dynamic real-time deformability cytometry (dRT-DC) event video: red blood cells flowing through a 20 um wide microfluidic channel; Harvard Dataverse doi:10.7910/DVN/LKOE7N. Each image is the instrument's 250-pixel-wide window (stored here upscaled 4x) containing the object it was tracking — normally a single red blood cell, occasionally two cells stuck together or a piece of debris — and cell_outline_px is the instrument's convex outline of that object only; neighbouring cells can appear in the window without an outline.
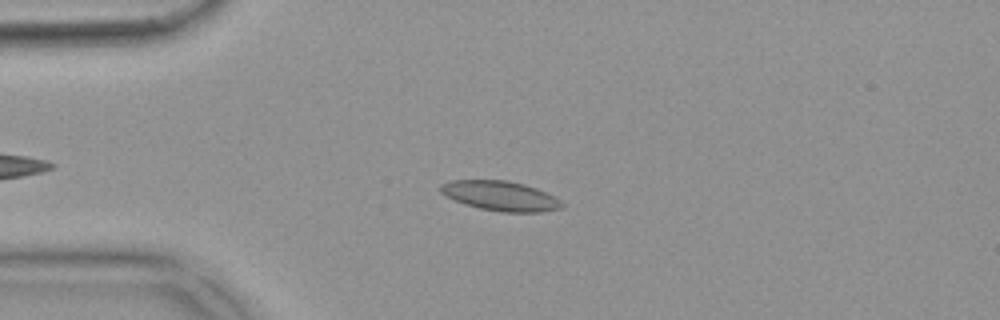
{"species": "common noctule bat (a hibernating species)", "species_latin": "Nyctalus noctula", "temperature_condition": "warm", "stored_images_in_passage": 39, "camera_frame_rate_fps": 3000, "um_per_image_px": 0.085, "animal": {"sex": "female", "body_mass_g": 18.4}, "frame": {"image": 1, "passage_image": 11, "time_ms": 3.333, "image_size_px": [1000, 320], "cell_outline_px": [[564, 208], [540, 212], [500, 212], [480, 208], [464, 204], [444, 196], [440, 192], [440, 184], [452, 180], [508, 180], [524, 184], [536, 188], [560, 200], [564, 204]], "centroid_in_image_um": [42.51, 16.65], "position_along_channel_um": 42.5, "area_um2": 21.1}}
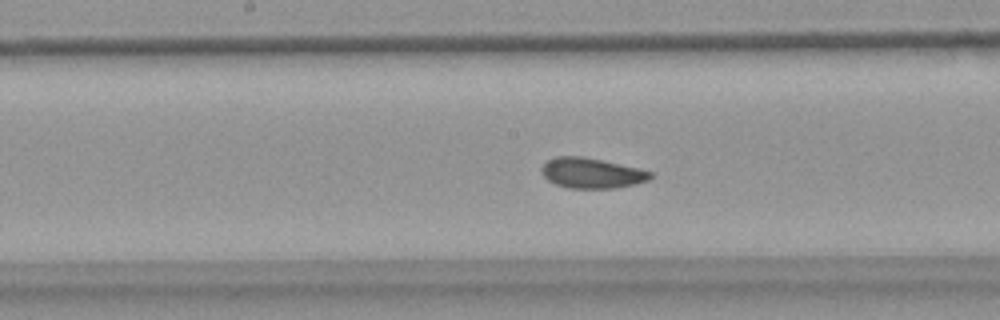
{"frame": {"image": 2, "passage_image": 25, "time_ms": 8.0, "image_size_px": [1000, 320], "cell_outline_px": [[652, 176], [648, 180], [616, 188], [568, 188], [556, 184], [548, 180], [540, 172], [540, 168], [548, 160], [556, 156], [580, 156], [640, 168], [652, 172]], "centroid_in_image_um": [50.26, 14.71], "position_along_channel_um": 197.9, "area_um2": 19.07}}
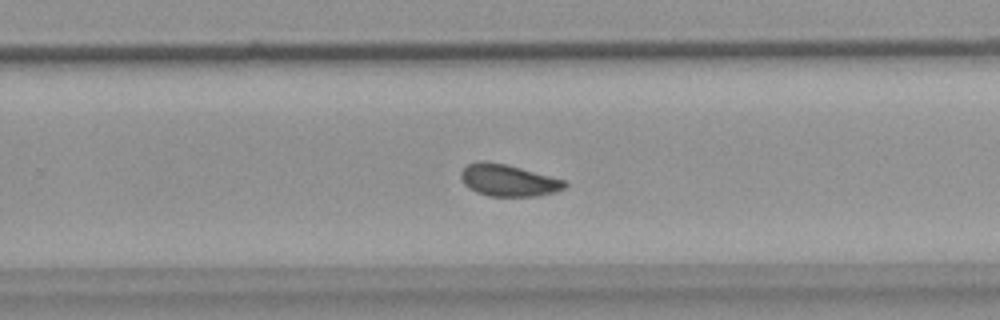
{"frame": {"image": 3, "passage_image": 32, "time_ms": 10.333, "image_size_px": [1000, 320], "cell_outline_px": [[568, 184], [564, 188], [556, 192], [536, 196], [488, 196], [476, 192], [468, 188], [464, 184], [460, 176], [460, 172], [468, 164], [480, 160], [488, 160], [568, 180]], "centroid_in_image_um": [43.21, 15.32], "position_along_channel_um": 286.6, "area_um2": 19.48}, "authors_computed_cell_mechanics": {"area_um2": 19.8832, "velocity_mm_per_s": 3.8115, "shape_relaxation_time_tau1_ms": 6.4002, "shape_relaxation_time_tau2_ms": 2.2186, "deformation_change_tau1": 0.1055, "deformation_change_tau2": 0.0683}}